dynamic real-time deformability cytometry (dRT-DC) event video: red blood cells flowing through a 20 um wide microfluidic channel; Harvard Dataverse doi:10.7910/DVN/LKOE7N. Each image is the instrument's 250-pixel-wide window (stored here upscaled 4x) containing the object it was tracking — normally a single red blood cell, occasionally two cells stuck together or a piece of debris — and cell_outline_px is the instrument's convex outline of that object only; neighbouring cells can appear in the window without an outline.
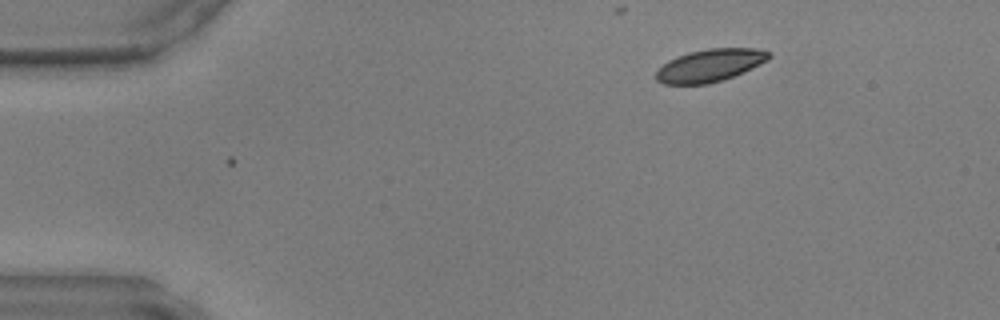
{"species": "common noctule bat (a hibernating species)", "species_latin": "Nyctalus noctula", "temperature_condition": "warm", "stored_images_in_passage": 7, "camera_frame_rate_fps": 3000, "um_per_image_px": 0.085, "animal": {"sex": "male", "body_mass_g": 17.9, "forearm_length_mm": 54.2}, "frame": {"image": 1, "passage_image": 7, "time_ms": 2.0, "image_size_px": [1000, 320], "cell_outline_px": [[772, 56], [768, 60], [744, 72], [708, 84], [664, 84], [656, 80], [656, 72], [668, 60], [688, 52], [708, 48], [756, 48], [772, 52]], "centroid_in_image_um": [60.37, 5.54], "position_along_channel_um": 24.6, "area_um2": 21.39}}